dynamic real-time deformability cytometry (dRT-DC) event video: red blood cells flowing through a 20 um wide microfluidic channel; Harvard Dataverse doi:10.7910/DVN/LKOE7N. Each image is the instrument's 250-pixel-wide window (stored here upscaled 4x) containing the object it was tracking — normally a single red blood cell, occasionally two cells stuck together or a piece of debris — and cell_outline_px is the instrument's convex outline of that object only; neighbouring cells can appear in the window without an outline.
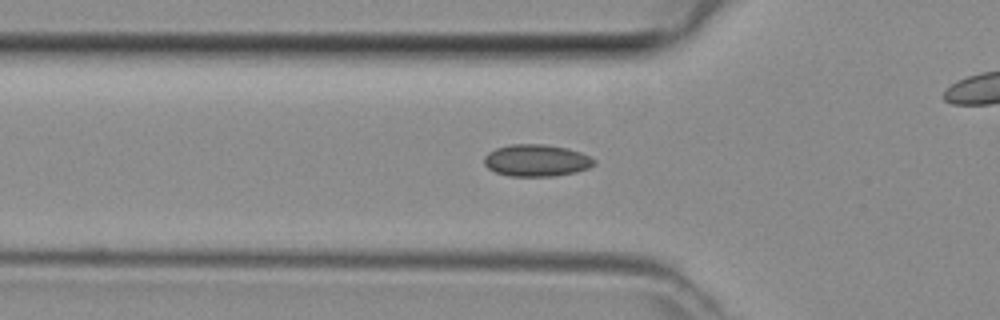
{"species": "common noctule bat (a hibernating species)", "species_latin": "Nyctalus noctula", "temperature_condition": "room temperature", "stored_images_in_passage": 35, "camera_frame_rate_fps": 3000, "um_per_image_px": 0.085, "animal": {"sex": "female", "body_mass_g": 29.2, "forearm_length_mm": 56.3}, "frame": {"image": 1, "passage_image": 8, "time_ms": 2.333, "image_size_px": [1000, 320], "cell_outline_px": [[596, 164], [588, 168], [576, 172], [556, 176], [508, 176], [496, 172], [488, 168], [484, 164], [484, 156], [488, 152], [496, 148], [512, 144], [544, 144], [568, 148], [592, 156], [596, 160]], "centroid_in_image_um": [45.62, 13.63], "position_along_channel_um": 80.2, "area_um2": 20.69}}
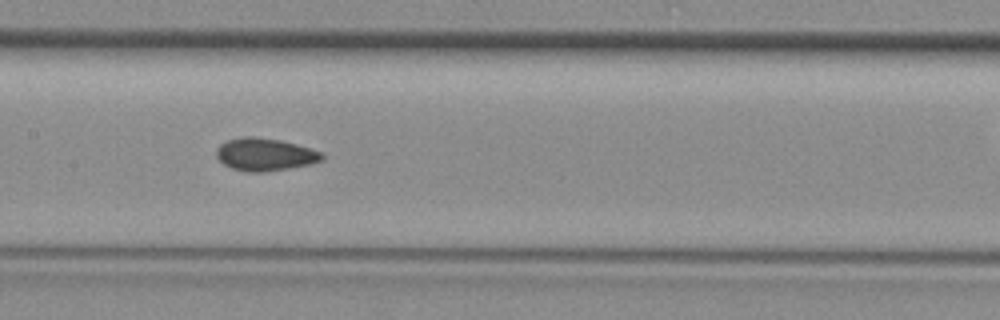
{"frame": {"image": 2, "passage_image": 15, "time_ms": 4.667, "image_size_px": [1000, 320], "cell_outline_px": [[324, 160], [312, 164], [264, 172], [248, 172], [232, 168], [224, 164], [216, 156], [216, 148], [220, 144], [228, 140], [244, 136], [252, 136], [280, 140], [296, 144], [324, 152]], "centroid_in_image_um": [22.55, 13.13], "position_along_channel_um": 184.9, "area_um2": 20.17}}
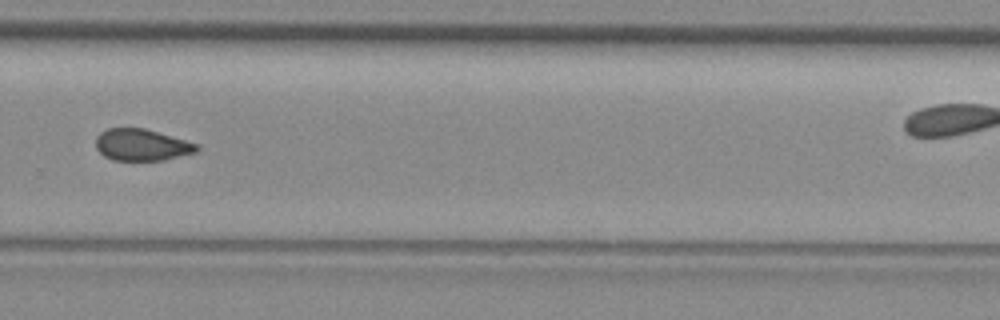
{"frame": {"image": 3, "passage_image": 24, "time_ms": 7.667, "image_size_px": [1000, 320], "cell_outline_px": [[200, 148], [196, 152], [164, 160], [112, 160], [104, 156], [96, 148], [96, 136], [100, 132], [108, 128], [144, 128], [200, 144]], "centroid_in_image_um": [12.05, 12.31], "position_along_channel_um": 317.7, "area_um2": 18.73}}